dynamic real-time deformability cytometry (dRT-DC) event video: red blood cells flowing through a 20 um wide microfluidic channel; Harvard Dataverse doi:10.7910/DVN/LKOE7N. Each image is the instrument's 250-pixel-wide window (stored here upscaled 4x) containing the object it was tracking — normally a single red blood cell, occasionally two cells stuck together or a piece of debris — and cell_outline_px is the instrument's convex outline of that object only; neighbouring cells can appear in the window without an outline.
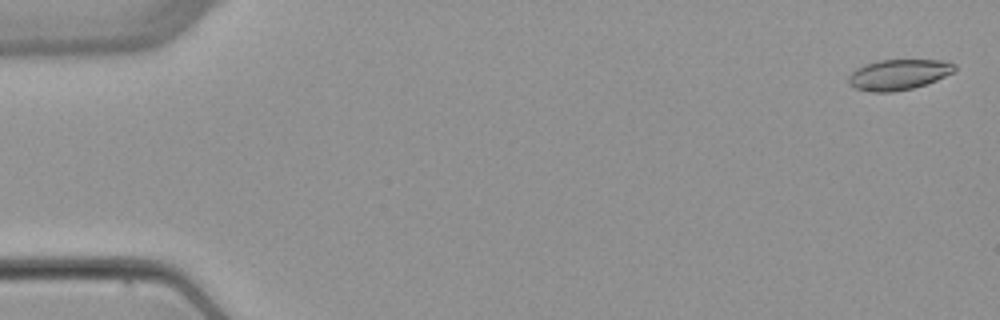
{"species": "common noctule bat (a hibernating species)", "species_latin": "Nyctalus noctula", "temperature_condition": "warm", "stored_images_in_passage": 7, "camera_frame_rate_fps": 3000, "um_per_image_px": 0.085, "animal": {"sex": "female", "body_mass_g": 22.7, "forearm_length_mm": 54.2}, "frame": {"image": 1, "passage_image": 1, "time_ms": 0.0, "image_size_px": [1000, 320], "cell_outline_px": [[956, 68], [952, 72], [936, 80], [912, 88], [892, 92], [872, 92], [856, 88], [848, 84], [848, 76], [856, 68], [864, 64], [880, 60], [944, 60], [956, 64]], "centroid_in_image_um": [76.35, 6.33], "position_along_channel_um": 8.7, "area_um2": 18.79}}
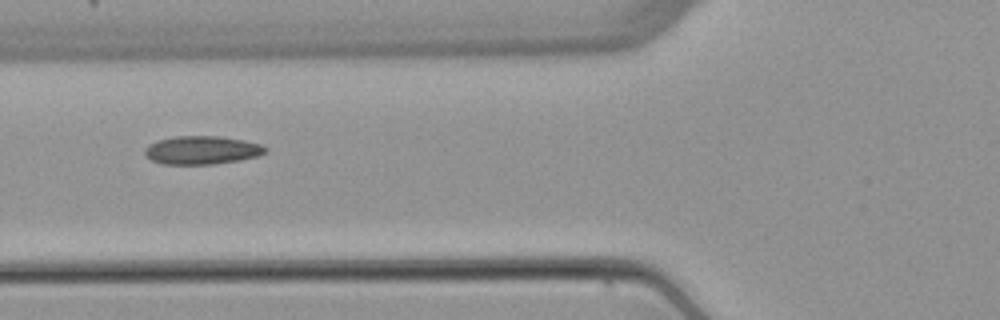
{"frame": {"image": 2, "passage_image": 6, "time_ms": 6.333, "image_size_px": [1000, 320], "cell_outline_px": [[268, 148], [264, 152], [256, 156], [240, 160], [212, 164], [160, 164], [152, 160], [144, 152], [144, 148], [148, 144], [156, 140], [176, 136], [220, 136], [244, 140], [260, 144]], "centroid_in_image_um": [17.12, 12.75], "position_along_channel_um": 108.7, "area_um2": 19.88}}
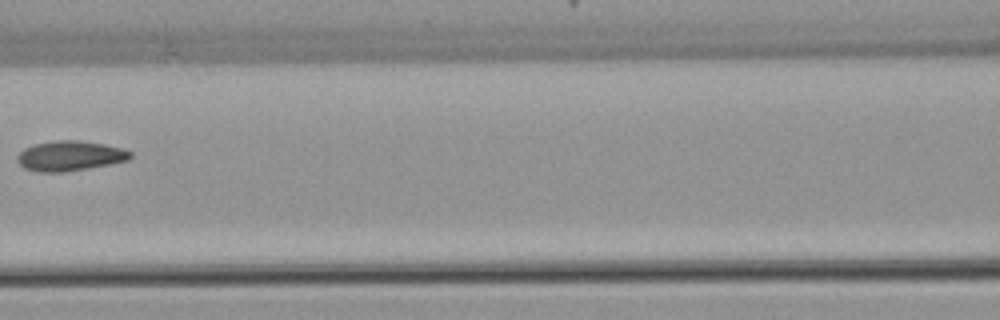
{"frame": {"image": 3, "passage_image": 7, "time_ms": 7.667, "image_size_px": [1000, 320], "cell_outline_px": [[132, 156], [128, 160], [88, 168], [64, 172], [36, 172], [24, 168], [16, 160], [16, 156], [24, 148], [36, 144], [56, 140], [76, 140], [104, 144], [124, 148], [132, 152]], "centroid_in_image_um": [5.93, 13.25], "position_along_channel_um": 160.7, "area_um2": 19.77}}